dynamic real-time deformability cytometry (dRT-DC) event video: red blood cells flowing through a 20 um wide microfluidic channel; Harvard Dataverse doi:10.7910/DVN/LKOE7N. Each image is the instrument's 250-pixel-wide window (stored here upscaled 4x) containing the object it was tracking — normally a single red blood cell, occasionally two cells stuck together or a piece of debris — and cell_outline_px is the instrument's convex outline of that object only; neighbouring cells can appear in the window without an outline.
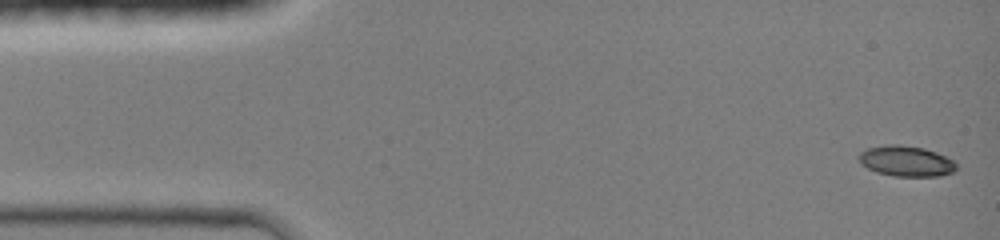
{"species": "common noctule bat (a hibernating species)", "species_latin": "Nyctalus noctula", "temperature_condition": "room temperature", "stored_images_in_passage": 44, "camera_frame_rate_fps": 3000, "um_per_image_px": 0.085, "animal": {"sex": "female", "body_mass_g": 19.0, "forearm_length_mm": 51.5}, "frame": {"image": 1, "passage_image": 1, "time_ms": 0.0, "image_size_px": [1000, 240], "cell_outline_px": [[956, 168], [952, 172], [940, 176], [896, 176], [876, 172], [868, 168], [856, 156], [860, 152], [868, 148], [888, 144], [900, 144], [924, 148], [936, 152], [952, 160], [956, 164]], "centroid_in_image_um": [77.01, 13.68], "position_along_channel_um": 8.0, "area_um2": 17.22}}
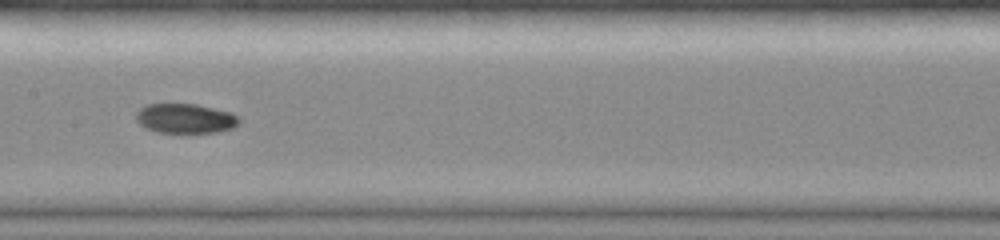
{"frame": {"image": 2, "passage_image": 22, "time_ms": 7.0, "image_size_px": [1000, 240], "cell_outline_px": [[240, 124], [232, 128], [216, 132], [156, 132], [140, 124], [136, 120], [136, 112], [144, 104], [196, 104], [232, 112], [240, 120]], "centroid_in_image_um": [15.75, 10.06], "position_along_channel_um": 191.6, "area_um2": 17.74}}
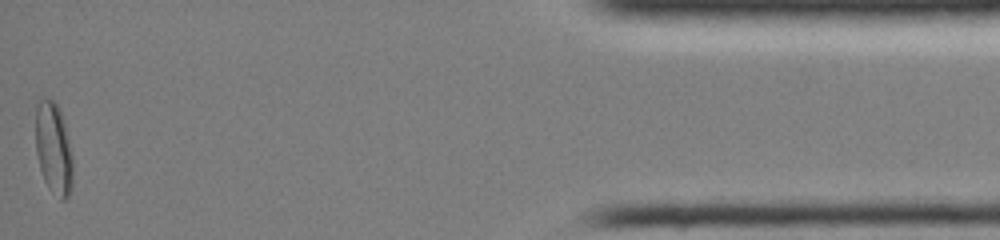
{"frame": {"image": 3, "passage_image": 44, "time_ms": 14.333, "image_size_px": [1000, 240], "cell_outline_px": [[72, 188], [68, 196], [64, 200], [60, 200], [48, 188], [44, 180], [40, 168], [36, 152], [36, 104], [40, 96], [52, 100], [60, 108], [64, 120], [72, 156]], "centroid_in_image_um": [4.55, 12.6], "position_along_channel_um": 430.7, "area_um2": 20.17}, "authors_computed_cell_mechanics": {"area_um2": 17.918, "velocity_mm_per_s": 4.3123, "shape_relaxation_time_tau1_ms": null, "shape_relaxation_time_tau2_ms": 2.853, "deformation_change_tau1": null, "deformation_change_tau2": 0.0479}}